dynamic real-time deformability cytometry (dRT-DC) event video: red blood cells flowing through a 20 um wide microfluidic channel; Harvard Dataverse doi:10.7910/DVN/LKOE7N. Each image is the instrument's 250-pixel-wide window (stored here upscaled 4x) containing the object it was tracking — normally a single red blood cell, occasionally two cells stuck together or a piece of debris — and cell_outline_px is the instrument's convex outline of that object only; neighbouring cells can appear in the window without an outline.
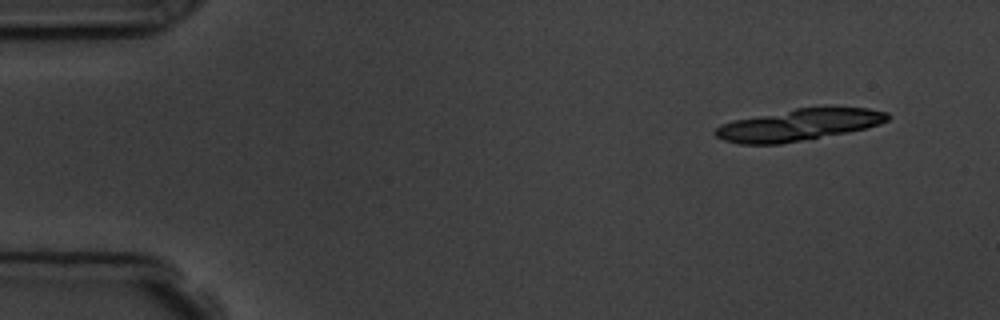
{"species": "common noctule bat (a hibernating species)", "species_latin": "Nyctalus noctula", "temperature_condition": "room temperature", "stored_images_in_passage": 5, "camera_frame_rate_fps": 3000, "um_per_image_px": 0.085, "animal": {"sex": "male", "body_mass_g": 19.5, "forearm_length_mm": 54.6}, "frame": {"image": 1, "passage_image": 1, "time_ms": 0.0, "image_size_px": [1000, 320], "cell_outline_px": [[892, 116], [888, 120], [880, 124], [848, 132], [780, 144], [740, 144], [724, 140], [716, 136], [712, 132], [720, 124], [732, 120], [796, 108], [868, 108], [888, 112]], "centroid_in_image_um": [67.86, 10.62], "position_along_channel_um": 17.1, "area_um2": 31.67}}